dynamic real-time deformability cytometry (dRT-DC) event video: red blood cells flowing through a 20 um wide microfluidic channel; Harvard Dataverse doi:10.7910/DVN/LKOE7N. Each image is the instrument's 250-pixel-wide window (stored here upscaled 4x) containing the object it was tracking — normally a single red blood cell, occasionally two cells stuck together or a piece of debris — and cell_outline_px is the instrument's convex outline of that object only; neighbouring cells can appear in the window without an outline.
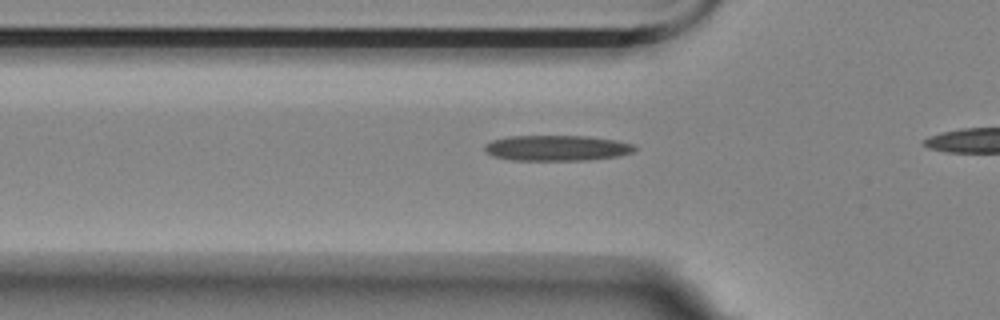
{"species": "Egyptian fruit bat (a non-hibernating species)", "species_latin": "Rousettus aegyptiacus", "temperature_condition": "room temperature", "stored_images_in_passage": 9, "camera_frame_rate_fps": 3000, "um_per_image_px": 0.085, "animal": {"sex": "female"}, "frame": {"image": 1, "passage_image": 3, "time_ms": 0.667, "image_size_px": [1000, 320], "cell_outline_px": [[636, 148], [632, 152], [616, 156], [588, 160], [512, 160], [492, 156], [484, 152], [484, 144], [492, 140], [508, 136], [588, 136], [616, 140], [632, 144]], "centroid_in_image_um": [47.26, 12.58], "position_along_channel_um": 78.5, "area_um2": 22.37}}
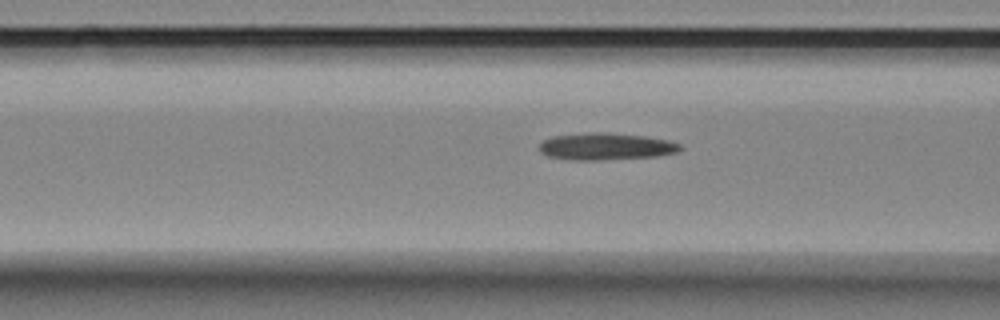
{"frame": {"image": 2, "passage_image": 6, "time_ms": 1.667, "image_size_px": [1000, 320], "cell_outline_px": [[684, 148], [680, 152], [656, 156], [600, 160], [572, 160], [548, 156], [540, 152], [540, 144], [544, 140], [552, 136], [592, 132], [608, 132], [644, 136], [668, 140], [680, 144]], "centroid_in_image_um": [51.53, 12.45], "position_along_channel_um": 115.1, "area_um2": 22.25}}